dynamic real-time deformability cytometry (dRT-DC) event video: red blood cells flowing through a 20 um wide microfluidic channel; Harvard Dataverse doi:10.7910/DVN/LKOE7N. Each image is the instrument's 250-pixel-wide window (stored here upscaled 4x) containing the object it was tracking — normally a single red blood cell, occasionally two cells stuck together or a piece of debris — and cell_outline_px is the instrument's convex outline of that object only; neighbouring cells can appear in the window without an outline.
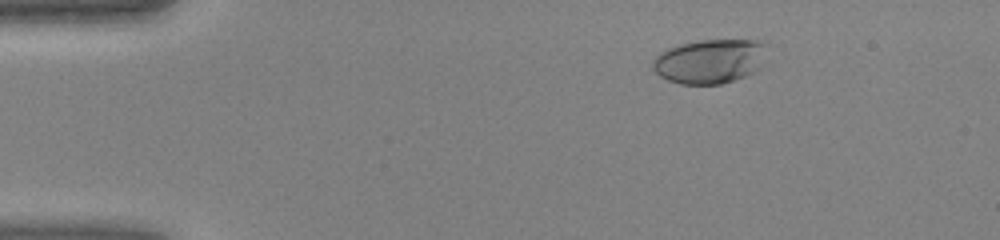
{"species": "human", "species_latin": "Homo sapiens", "temperature_condition": "warm", "stored_images_in_passage": 46, "camera_frame_rate_fps": 3000, "um_per_image_px": 0.085, "donor": {"sex": "female"}, "frame": {"image": 1, "passage_image": 8, "time_ms": 2.333, "image_size_px": [1000, 240], "cell_outline_px": [[768, 44], [760, 68], [744, 76], [720, 84], [680, 84], [668, 80], [660, 76], [652, 68], [652, 60], [660, 52], [668, 48], [680, 44], [700, 40], [768, 40]], "centroid_in_image_um": [60.34, 5.19], "position_along_channel_um": 24.7, "area_um2": 29.65}}
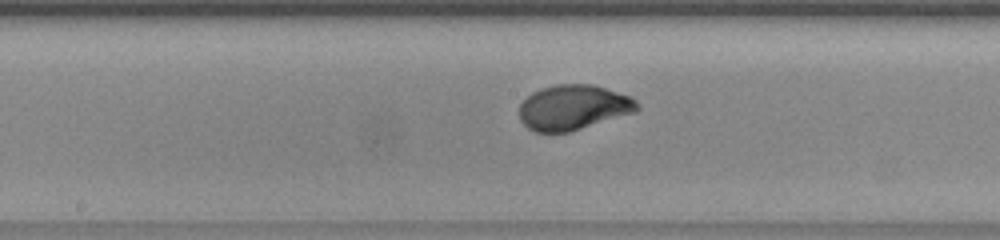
{"frame": {"image": 2, "passage_image": 25, "time_ms": 8.0, "image_size_px": [1000, 240], "cell_outline_px": [[640, 108], [636, 112], [568, 132], [536, 132], [528, 128], [520, 120], [520, 104], [532, 92], [540, 88], [556, 84], [592, 84], [632, 96], [636, 100]], "centroid_in_image_um": [48.75, 9.12], "position_along_channel_um": 199.5, "area_um2": 30.98}}
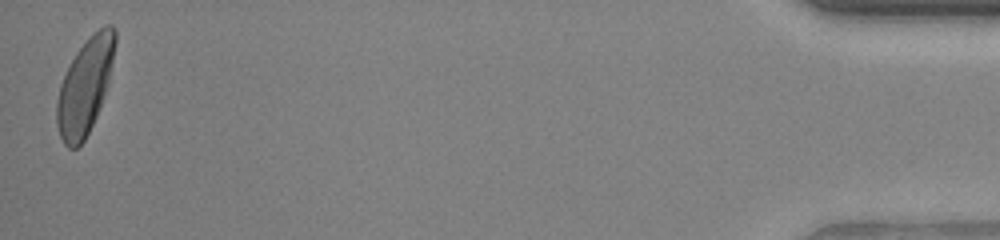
{"frame": {"image": 3, "passage_image": 46, "time_ms": 15.0, "image_size_px": [1000, 240], "cell_outline_px": [[116, 40], [108, 84], [104, 96], [96, 116], [84, 140], [76, 148], [68, 148], [64, 144], [60, 136], [56, 124], [56, 104], [60, 84], [76, 52], [92, 32], [104, 24], [112, 24], [116, 28]], "centroid_in_image_um": [7.23, 7.3], "position_along_channel_um": 428.0, "area_um2": 32.31}}